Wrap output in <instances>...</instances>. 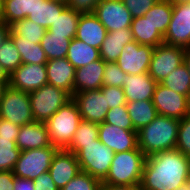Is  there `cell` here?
<instances>
[{
    "instance_id": "6da1fadb",
    "label": "cell",
    "mask_w": 190,
    "mask_h": 190,
    "mask_svg": "<svg viewBox=\"0 0 190 190\" xmlns=\"http://www.w3.org/2000/svg\"><path fill=\"white\" fill-rule=\"evenodd\" d=\"M190 175V157L176 148L146 157L139 188L141 190H175Z\"/></svg>"
},
{
    "instance_id": "7a4b0ae2",
    "label": "cell",
    "mask_w": 190,
    "mask_h": 190,
    "mask_svg": "<svg viewBox=\"0 0 190 190\" xmlns=\"http://www.w3.org/2000/svg\"><path fill=\"white\" fill-rule=\"evenodd\" d=\"M179 119L158 115L137 131L138 148L146 157L176 148Z\"/></svg>"
},
{
    "instance_id": "3957f363",
    "label": "cell",
    "mask_w": 190,
    "mask_h": 190,
    "mask_svg": "<svg viewBox=\"0 0 190 190\" xmlns=\"http://www.w3.org/2000/svg\"><path fill=\"white\" fill-rule=\"evenodd\" d=\"M145 160V154L138 147L115 153L108 175L102 184L139 187Z\"/></svg>"
},
{
    "instance_id": "277c9868",
    "label": "cell",
    "mask_w": 190,
    "mask_h": 190,
    "mask_svg": "<svg viewBox=\"0 0 190 190\" xmlns=\"http://www.w3.org/2000/svg\"><path fill=\"white\" fill-rule=\"evenodd\" d=\"M81 120L78 105L71 99L45 122L51 145L66 149L71 144Z\"/></svg>"
},
{
    "instance_id": "5b68a950",
    "label": "cell",
    "mask_w": 190,
    "mask_h": 190,
    "mask_svg": "<svg viewBox=\"0 0 190 190\" xmlns=\"http://www.w3.org/2000/svg\"><path fill=\"white\" fill-rule=\"evenodd\" d=\"M114 154L111 149L97 139L95 143L82 144V149L75 155L81 171L102 182L108 175Z\"/></svg>"
},
{
    "instance_id": "8992f818",
    "label": "cell",
    "mask_w": 190,
    "mask_h": 190,
    "mask_svg": "<svg viewBox=\"0 0 190 190\" xmlns=\"http://www.w3.org/2000/svg\"><path fill=\"white\" fill-rule=\"evenodd\" d=\"M31 111L34 121L46 122L56 111L72 99L63 89L46 84L30 92Z\"/></svg>"
},
{
    "instance_id": "52a82bcc",
    "label": "cell",
    "mask_w": 190,
    "mask_h": 190,
    "mask_svg": "<svg viewBox=\"0 0 190 190\" xmlns=\"http://www.w3.org/2000/svg\"><path fill=\"white\" fill-rule=\"evenodd\" d=\"M0 118L18 126L34 122L29 93L8 85L0 99Z\"/></svg>"
},
{
    "instance_id": "ba28073f",
    "label": "cell",
    "mask_w": 190,
    "mask_h": 190,
    "mask_svg": "<svg viewBox=\"0 0 190 190\" xmlns=\"http://www.w3.org/2000/svg\"><path fill=\"white\" fill-rule=\"evenodd\" d=\"M55 146L21 151L19 159L13 169L14 176L30 180L49 171L52 159L56 151Z\"/></svg>"
},
{
    "instance_id": "9c48e42d",
    "label": "cell",
    "mask_w": 190,
    "mask_h": 190,
    "mask_svg": "<svg viewBox=\"0 0 190 190\" xmlns=\"http://www.w3.org/2000/svg\"><path fill=\"white\" fill-rule=\"evenodd\" d=\"M186 49L168 44L154 47L148 74L157 83H161L176 68L184 63Z\"/></svg>"
},
{
    "instance_id": "30bf717a",
    "label": "cell",
    "mask_w": 190,
    "mask_h": 190,
    "mask_svg": "<svg viewBox=\"0 0 190 190\" xmlns=\"http://www.w3.org/2000/svg\"><path fill=\"white\" fill-rule=\"evenodd\" d=\"M164 43L184 49L190 48V2L173 4L171 21L164 35Z\"/></svg>"
},
{
    "instance_id": "8fae6325",
    "label": "cell",
    "mask_w": 190,
    "mask_h": 190,
    "mask_svg": "<svg viewBox=\"0 0 190 190\" xmlns=\"http://www.w3.org/2000/svg\"><path fill=\"white\" fill-rule=\"evenodd\" d=\"M154 47L133 41L126 44L116 63L120 69L130 75L148 73Z\"/></svg>"
},
{
    "instance_id": "7c38bea8",
    "label": "cell",
    "mask_w": 190,
    "mask_h": 190,
    "mask_svg": "<svg viewBox=\"0 0 190 190\" xmlns=\"http://www.w3.org/2000/svg\"><path fill=\"white\" fill-rule=\"evenodd\" d=\"M93 14L107 29V32L130 29L133 19L122 0H101Z\"/></svg>"
},
{
    "instance_id": "4fadbf2b",
    "label": "cell",
    "mask_w": 190,
    "mask_h": 190,
    "mask_svg": "<svg viewBox=\"0 0 190 190\" xmlns=\"http://www.w3.org/2000/svg\"><path fill=\"white\" fill-rule=\"evenodd\" d=\"M72 99L78 105L82 120L96 124L104 122L109 106L100 89L74 93Z\"/></svg>"
},
{
    "instance_id": "5bb4252c",
    "label": "cell",
    "mask_w": 190,
    "mask_h": 190,
    "mask_svg": "<svg viewBox=\"0 0 190 190\" xmlns=\"http://www.w3.org/2000/svg\"><path fill=\"white\" fill-rule=\"evenodd\" d=\"M152 102L158 115L182 119L187 116V96L178 94L157 83Z\"/></svg>"
},
{
    "instance_id": "9a60e30c",
    "label": "cell",
    "mask_w": 190,
    "mask_h": 190,
    "mask_svg": "<svg viewBox=\"0 0 190 190\" xmlns=\"http://www.w3.org/2000/svg\"><path fill=\"white\" fill-rule=\"evenodd\" d=\"M48 84L46 64H21L10 76L9 85L30 93Z\"/></svg>"
},
{
    "instance_id": "2e32d148",
    "label": "cell",
    "mask_w": 190,
    "mask_h": 190,
    "mask_svg": "<svg viewBox=\"0 0 190 190\" xmlns=\"http://www.w3.org/2000/svg\"><path fill=\"white\" fill-rule=\"evenodd\" d=\"M99 140L114 153L134 150L138 147L137 132L102 122L99 124Z\"/></svg>"
},
{
    "instance_id": "e0dca14e",
    "label": "cell",
    "mask_w": 190,
    "mask_h": 190,
    "mask_svg": "<svg viewBox=\"0 0 190 190\" xmlns=\"http://www.w3.org/2000/svg\"><path fill=\"white\" fill-rule=\"evenodd\" d=\"M81 172L76 155L66 149H58L53 156L49 173L59 190Z\"/></svg>"
},
{
    "instance_id": "ac0fdd59",
    "label": "cell",
    "mask_w": 190,
    "mask_h": 190,
    "mask_svg": "<svg viewBox=\"0 0 190 190\" xmlns=\"http://www.w3.org/2000/svg\"><path fill=\"white\" fill-rule=\"evenodd\" d=\"M48 84L74 94L76 68L66 59H50L46 63Z\"/></svg>"
},
{
    "instance_id": "d6986e66",
    "label": "cell",
    "mask_w": 190,
    "mask_h": 190,
    "mask_svg": "<svg viewBox=\"0 0 190 190\" xmlns=\"http://www.w3.org/2000/svg\"><path fill=\"white\" fill-rule=\"evenodd\" d=\"M157 82L148 73L125 74L123 90L127 102L152 100Z\"/></svg>"
},
{
    "instance_id": "ffe728a7",
    "label": "cell",
    "mask_w": 190,
    "mask_h": 190,
    "mask_svg": "<svg viewBox=\"0 0 190 190\" xmlns=\"http://www.w3.org/2000/svg\"><path fill=\"white\" fill-rule=\"evenodd\" d=\"M16 145L20 151L51 146L45 123L34 121L20 126V131L16 138Z\"/></svg>"
},
{
    "instance_id": "44dd1931",
    "label": "cell",
    "mask_w": 190,
    "mask_h": 190,
    "mask_svg": "<svg viewBox=\"0 0 190 190\" xmlns=\"http://www.w3.org/2000/svg\"><path fill=\"white\" fill-rule=\"evenodd\" d=\"M105 62L102 59L76 68L74 78V93L86 90H98L103 86Z\"/></svg>"
},
{
    "instance_id": "7402d4cb",
    "label": "cell",
    "mask_w": 190,
    "mask_h": 190,
    "mask_svg": "<svg viewBox=\"0 0 190 190\" xmlns=\"http://www.w3.org/2000/svg\"><path fill=\"white\" fill-rule=\"evenodd\" d=\"M107 29L93 14H81L75 38L100 49L107 35Z\"/></svg>"
},
{
    "instance_id": "603a6c76",
    "label": "cell",
    "mask_w": 190,
    "mask_h": 190,
    "mask_svg": "<svg viewBox=\"0 0 190 190\" xmlns=\"http://www.w3.org/2000/svg\"><path fill=\"white\" fill-rule=\"evenodd\" d=\"M131 29L108 32L99 51L104 62H116L126 44L133 42Z\"/></svg>"
},
{
    "instance_id": "cb8c5ba5",
    "label": "cell",
    "mask_w": 190,
    "mask_h": 190,
    "mask_svg": "<svg viewBox=\"0 0 190 190\" xmlns=\"http://www.w3.org/2000/svg\"><path fill=\"white\" fill-rule=\"evenodd\" d=\"M66 7V4L59 1L35 0L34 10L27 19L47 30Z\"/></svg>"
},
{
    "instance_id": "d4e9b609",
    "label": "cell",
    "mask_w": 190,
    "mask_h": 190,
    "mask_svg": "<svg viewBox=\"0 0 190 190\" xmlns=\"http://www.w3.org/2000/svg\"><path fill=\"white\" fill-rule=\"evenodd\" d=\"M130 29L138 44L156 47L164 43V36L144 16L133 18Z\"/></svg>"
},
{
    "instance_id": "484cf974",
    "label": "cell",
    "mask_w": 190,
    "mask_h": 190,
    "mask_svg": "<svg viewBox=\"0 0 190 190\" xmlns=\"http://www.w3.org/2000/svg\"><path fill=\"white\" fill-rule=\"evenodd\" d=\"M126 107L136 132L149 125L158 116L152 100L127 102Z\"/></svg>"
},
{
    "instance_id": "4316f807",
    "label": "cell",
    "mask_w": 190,
    "mask_h": 190,
    "mask_svg": "<svg viewBox=\"0 0 190 190\" xmlns=\"http://www.w3.org/2000/svg\"><path fill=\"white\" fill-rule=\"evenodd\" d=\"M9 37L20 53L22 64H46L48 58L42 49L41 43L35 44L33 41L23 40V37L16 35L12 30Z\"/></svg>"
},
{
    "instance_id": "83f0119b",
    "label": "cell",
    "mask_w": 190,
    "mask_h": 190,
    "mask_svg": "<svg viewBox=\"0 0 190 190\" xmlns=\"http://www.w3.org/2000/svg\"><path fill=\"white\" fill-rule=\"evenodd\" d=\"M66 59L75 67L86 66L101 59L99 49L86 44L76 38L70 42Z\"/></svg>"
},
{
    "instance_id": "f1b7e54d",
    "label": "cell",
    "mask_w": 190,
    "mask_h": 190,
    "mask_svg": "<svg viewBox=\"0 0 190 190\" xmlns=\"http://www.w3.org/2000/svg\"><path fill=\"white\" fill-rule=\"evenodd\" d=\"M80 15L69 7H66L47 31L51 35H66L67 39L72 40L76 35Z\"/></svg>"
},
{
    "instance_id": "f546056e",
    "label": "cell",
    "mask_w": 190,
    "mask_h": 190,
    "mask_svg": "<svg viewBox=\"0 0 190 190\" xmlns=\"http://www.w3.org/2000/svg\"><path fill=\"white\" fill-rule=\"evenodd\" d=\"M172 12L173 4L169 0H158L144 17L164 36L169 27Z\"/></svg>"
},
{
    "instance_id": "4dcf8cb0",
    "label": "cell",
    "mask_w": 190,
    "mask_h": 190,
    "mask_svg": "<svg viewBox=\"0 0 190 190\" xmlns=\"http://www.w3.org/2000/svg\"><path fill=\"white\" fill-rule=\"evenodd\" d=\"M97 139H99V124L81 120L71 144L66 150L76 154L82 149V144L95 143V140Z\"/></svg>"
},
{
    "instance_id": "1f68e13d",
    "label": "cell",
    "mask_w": 190,
    "mask_h": 190,
    "mask_svg": "<svg viewBox=\"0 0 190 190\" xmlns=\"http://www.w3.org/2000/svg\"><path fill=\"white\" fill-rule=\"evenodd\" d=\"M71 39H67L66 35H51L46 31L41 40L42 49L50 59L64 58L67 55Z\"/></svg>"
},
{
    "instance_id": "d6a6232c",
    "label": "cell",
    "mask_w": 190,
    "mask_h": 190,
    "mask_svg": "<svg viewBox=\"0 0 190 190\" xmlns=\"http://www.w3.org/2000/svg\"><path fill=\"white\" fill-rule=\"evenodd\" d=\"M161 84L178 94L188 96L190 93V73L187 66L183 63L173 70Z\"/></svg>"
},
{
    "instance_id": "836d02e7",
    "label": "cell",
    "mask_w": 190,
    "mask_h": 190,
    "mask_svg": "<svg viewBox=\"0 0 190 190\" xmlns=\"http://www.w3.org/2000/svg\"><path fill=\"white\" fill-rule=\"evenodd\" d=\"M10 27L16 35L23 37V40L33 41L35 44L41 43L47 31L44 27L27 18L14 22Z\"/></svg>"
},
{
    "instance_id": "e575fe53",
    "label": "cell",
    "mask_w": 190,
    "mask_h": 190,
    "mask_svg": "<svg viewBox=\"0 0 190 190\" xmlns=\"http://www.w3.org/2000/svg\"><path fill=\"white\" fill-rule=\"evenodd\" d=\"M22 64L21 56L13 40L7 38L0 47V65L10 76Z\"/></svg>"
},
{
    "instance_id": "d590c367",
    "label": "cell",
    "mask_w": 190,
    "mask_h": 190,
    "mask_svg": "<svg viewBox=\"0 0 190 190\" xmlns=\"http://www.w3.org/2000/svg\"><path fill=\"white\" fill-rule=\"evenodd\" d=\"M20 153L16 141L0 137V171H13Z\"/></svg>"
},
{
    "instance_id": "8d00e7d4",
    "label": "cell",
    "mask_w": 190,
    "mask_h": 190,
    "mask_svg": "<svg viewBox=\"0 0 190 190\" xmlns=\"http://www.w3.org/2000/svg\"><path fill=\"white\" fill-rule=\"evenodd\" d=\"M2 7L3 22L7 25L27 18V0H3Z\"/></svg>"
},
{
    "instance_id": "74e56055",
    "label": "cell",
    "mask_w": 190,
    "mask_h": 190,
    "mask_svg": "<svg viewBox=\"0 0 190 190\" xmlns=\"http://www.w3.org/2000/svg\"><path fill=\"white\" fill-rule=\"evenodd\" d=\"M104 122L122 129L135 130L133 128L126 105L109 109L107 111Z\"/></svg>"
},
{
    "instance_id": "f35d334b",
    "label": "cell",
    "mask_w": 190,
    "mask_h": 190,
    "mask_svg": "<svg viewBox=\"0 0 190 190\" xmlns=\"http://www.w3.org/2000/svg\"><path fill=\"white\" fill-rule=\"evenodd\" d=\"M102 182L85 172H80L61 190H99Z\"/></svg>"
},
{
    "instance_id": "ab89813d",
    "label": "cell",
    "mask_w": 190,
    "mask_h": 190,
    "mask_svg": "<svg viewBox=\"0 0 190 190\" xmlns=\"http://www.w3.org/2000/svg\"><path fill=\"white\" fill-rule=\"evenodd\" d=\"M176 149L190 157V116L179 120Z\"/></svg>"
},
{
    "instance_id": "60d3db41",
    "label": "cell",
    "mask_w": 190,
    "mask_h": 190,
    "mask_svg": "<svg viewBox=\"0 0 190 190\" xmlns=\"http://www.w3.org/2000/svg\"><path fill=\"white\" fill-rule=\"evenodd\" d=\"M125 74L116 62H105L103 86L123 87Z\"/></svg>"
},
{
    "instance_id": "b9f144b4",
    "label": "cell",
    "mask_w": 190,
    "mask_h": 190,
    "mask_svg": "<svg viewBox=\"0 0 190 190\" xmlns=\"http://www.w3.org/2000/svg\"><path fill=\"white\" fill-rule=\"evenodd\" d=\"M100 90L106 97L109 109L126 105L127 100L122 87L102 86Z\"/></svg>"
},
{
    "instance_id": "7bdbcfd3",
    "label": "cell",
    "mask_w": 190,
    "mask_h": 190,
    "mask_svg": "<svg viewBox=\"0 0 190 190\" xmlns=\"http://www.w3.org/2000/svg\"><path fill=\"white\" fill-rule=\"evenodd\" d=\"M133 18L144 16L158 0H122Z\"/></svg>"
},
{
    "instance_id": "ee69618b",
    "label": "cell",
    "mask_w": 190,
    "mask_h": 190,
    "mask_svg": "<svg viewBox=\"0 0 190 190\" xmlns=\"http://www.w3.org/2000/svg\"><path fill=\"white\" fill-rule=\"evenodd\" d=\"M100 1L101 0H68L66 5L79 14H90L94 12L95 7Z\"/></svg>"
},
{
    "instance_id": "f6af8a7d",
    "label": "cell",
    "mask_w": 190,
    "mask_h": 190,
    "mask_svg": "<svg viewBox=\"0 0 190 190\" xmlns=\"http://www.w3.org/2000/svg\"><path fill=\"white\" fill-rule=\"evenodd\" d=\"M19 131L20 126L0 118V137L11 138V141H16Z\"/></svg>"
},
{
    "instance_id": "bcb514c9",
    "label": "cell",
    "mask_w": 190,
    "mask_h": 190,
    "mask_svg": "<svg viewBox=\"0 0 190 190\" xmlns=\"http://www.w3.org/2000/svg\"><path fill=\"white\" fill-rule=\"evenodd\" d=\"M35 190H59L51 178L49 171L42 173L33 180Z\"/></svg>"
},
{
    "instance_id": "7dc6e473",
    "label": "cell",
    "mask_w": 190,
    "mask_h": 190,
    "mask_svg": "<svg viewBox=\"0 0 190 190\" xmlns=\"http://www.w3.org/2000/svg\"><path fill=\"white\" fill-rule=\"evenodd\" d=\"M14 183L13 171H0V190H14Z\"/></svg>"
},
{
    "instance_id": "c3c4849f",
    "label": "cell",
    "mask_w": 190,
    "mask_h": 190,
    "mask_svg": "<svg viewBox=\"0 0 190 190\" xmlns=\"http://www.w3.org/2000/svg\"><path fill=\"white\" fill-rule=\"evenodd\" d=\"M14 190H35L33 180L15 176Z\"/></svg>"
},
{
    "instance_id": "681fc988",
    "label": "cell",
    "mask_w": 190,
    "mask_h": 190,
    "mask_svg": "<svg viewBox=\"0 0 190 190\" xmlns=\"http://www.w3.org/2000/svg\"><path fill=\"white\" fill-rule=\"evenodd\" d=\"M11 31L10 25H7L5 22L0 23V47L2 43L9 38Z\"/></svg>"
},
{
    "instance_id": "f907efd6",
    "label": "cell",
    "mask_w": 190,
    "mask_h": 190,
    "mask_svg": "<svg viewBox=\"0 0 190 190\" xmlns=\"http://www.w3.org/2000/svg\"><path fill=\"white\" fill-rule=\"evenodd\" d=\"M99 190H141V189L139 187H132V186H115V185L101 184Z\"/></svg>"
},
{
    "instance_id": "816d5d0a",
    "label": "cell",
    "mask_w": 190,
    "mask_h": 190,
    "mask_svg": "<svg viewBox=\"0 0 190 190\" xmlns=\"http://www.w3.org/2000/svg\"><path fill=\"white\" fill-rule=\"evenodd\" d=\"M184 64L187 66L188 71L190 73V48L186 49L184 54Z\"/></svg>"
},
{
    "instance_id": "f5cc1de1",
    "label": "cell",
    "mask_w": 190,
    "mask_h": 190,
    "mask_svg": "<svg viewBox=\"0 0 190 190\" xmlns=\"http://www.w3.org/2000/svg\"><path fill=\"white\" fill-rule=\"evenodd\" d=\"M35 7V0H27V17L32 13Z\"/></svg>"
},
{
    "instance_id": "db71d44e",
    "label": "cell",
    "mask_w": 190,
    "mask_h": 190,
    "mask_svg": "<svg viewBox=\"0 0 190 190\" xmlns=\"http://www.w3.org/2000/svg\"><path fill=\"white\" fill-rule=\"evenodd\" d=\"M9 85V80H0V99L3 95L5 88Z\"/></svg>"
},
{
    "instance_id": "11a10c76",
    "label": "cell",
    "mask_w": 190,
    "mask_h": 190,
    "mask_svg": "<svg viewBox=\"0 0 190 190\" xmlns=\"http://www.w3.org/2000/svg\"><path fill=\"white\" fill-rule=\"evenodd\" d=\"M0 80H9V75L4 71L0 65Z\"/></svg>"
},
{
    "instance_id": "9f6ffc18",
    "label": "cell",
    "mask_w": 190,
    "mask_h": 190,
    "mask_svg": "<svg viewBox=\"0 0 190 190\" xmlns=\"http://www.w3.org/2000/svg\"><path fill=\"white\" fill-rule=\"evenodd\" d=\"M172 4H182L190 2V0H169Z\"/></svg>"
},
{
    "instance_id": "6f0895ef",
    "label": "cell",
    "mask_w": 190,
    "mask_h": 190,
    "mask_svg": "<svg viewBox=\"0 0 190 190\" xmlns=\"http://www.w3.org/2000/svg\"><path fill=\"white\" fill-rule=\"evenodd\" d=\"M187 115L190 116V93L187 96Z\"/></svg>"
},
{
    "instance_id": "680465c9",
    "label": "cell",
    "mask_w": 190,
    "mask_h": 190,
    "mask_svg": "<svg viewBox=\"0 0 190 190\" xmlns=\"http://www.w3.org/2000/svg\"><path fill=\"white\" fill-rule=\"evenodd\" d=\"M3 6V0H0V23L3 22V18H2V7Z\"/></svg>"
},
{
    "instance_id": "91938a15",
    "label": "cell",
    "mask_w": 190,
    "mask_h": 190,
    "mask_svg": "<svg viewBox=\"0 0 190 190\" xmlns=\"http://www.w3.org/2000/svg\"><path fill=\"white\" fill-rule=\"evenodd\" d=\"M175 190H188L187 186L185 184L177 187Z\"/></svg>"
},
{
    "instance_id": "94428289",
    "label": "cell",
    "mask_w": 190,
    "mask_h": 190,
    "mask_svg": "<svg viewBox=\"0 0 190 190\" xmlns=\"http://www.w3.org/2000/svg\"><path fill=\"white\" fill-rule=\"evenodd\" d=\"M185 185L187 186L188 190H190V175L188 176Z\"/></svg>"
},
{
    "instance_id": "6125c7cd",
    "label": "cell",
    "mask_w": 190,
    "mask_h": 190,
    "mask_svg": "<svg viewBox=\"0 0 190 190\" xmlns=\"http://www.w3.org/2000/svg\"><path fill=\"white\" fill-rule=\"evenodd\" d=\"M52 1H59V2H62V3H64V4H66V2H67L68 0H52Z\"/></svg>"
}]
</instances>
